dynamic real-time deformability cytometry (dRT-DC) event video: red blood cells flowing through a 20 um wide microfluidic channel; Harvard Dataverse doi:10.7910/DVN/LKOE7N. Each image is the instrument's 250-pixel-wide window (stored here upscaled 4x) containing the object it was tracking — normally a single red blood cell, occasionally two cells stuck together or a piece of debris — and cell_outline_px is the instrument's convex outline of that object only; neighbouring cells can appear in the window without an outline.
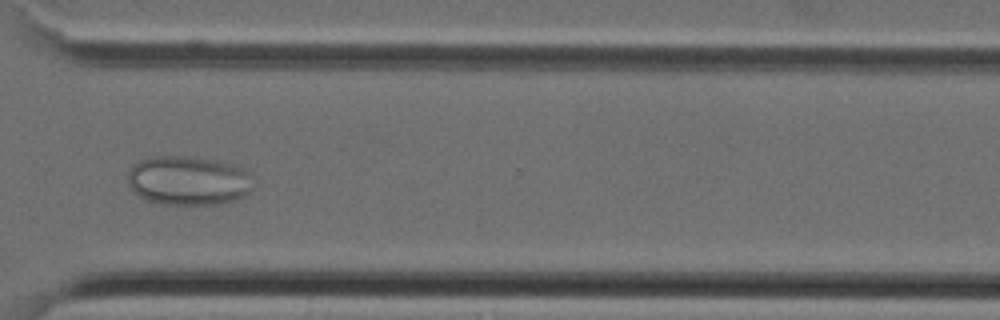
{"species": "Egyptian fruit bat (a non-hibernating species)", "species_latin": "Rousettus aegyptiacus", "temperature_condition": "cold", "stored_images_in_passage": 31, "camera_frame_rate_fps": 3000, "um_per_image_px": 0.085, "animal": {"sex": "female"}, "frame": {"image": 1, "passage_image": 21, "time_ms": 6.667, "image_size_px": [1000, 320], "cell_outline_px": [[252, 188], [244, 196], [220, 204], [164, 204], [144, 200], [132, 188], [128, 180], [128, 172], [140, 160], [152, 156], [188, 156], [216, 160], [232, 164], [240, 168], [244, 172]], "centroid_in_image_um": [15.95, 15.35], "position_along_channel_um": 354.6, "area_um2": 35.37}}
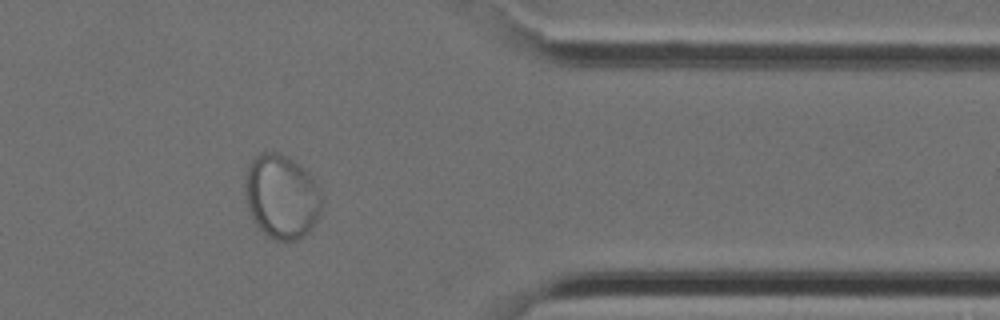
{"frame": {"image": 2, "passage_image": 24, "time_ms": 7.667, "image_size_px": [1000, 320], "cell_outline_px": [[324, 200], [320, 216], [308, 232], [296, 240], [276, 240], [268, 236], [252, 220], [248, 208], [244, 192], [244, 180], [248, 168], [252, 160], [260, 152], [276, 152], [288, 156], [304, 168], [312, 176]], "centroid_in_image_um": [23.94, 16.7], "position_along_channel_um": 387.5, "area_um2": 37.97}}
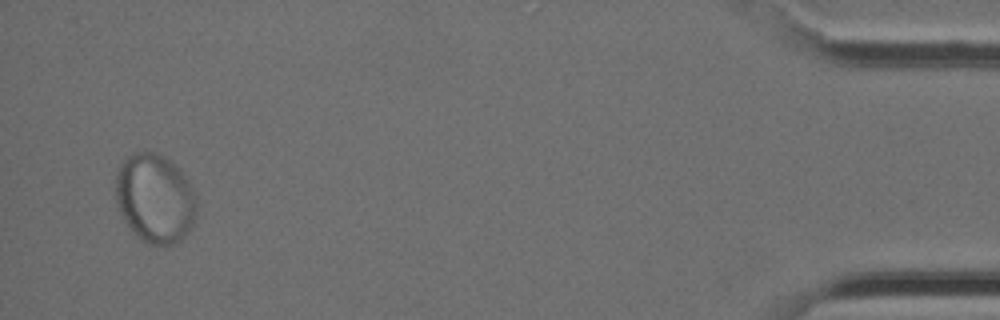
{"frame": {"image": 3, "passage_image": 30, "time_ms": 9.667, "image_size_px": [1000, 320], "cell_outline_px": [[196, 212], [192, 224], [188, 232], [180, 240], [172, 244], [144, 244], [136, 236], [124, 220], [120, 212], [116, 200], [116, 172], [120, 164], [132, 152], [156, 152], [172, 160], [180, 168], [188, 180], [196, 196]], "centroid_in_image_um": [13.17, 16.84], "position_along_channel_um": 422.0, "area_um2": 42.37}}